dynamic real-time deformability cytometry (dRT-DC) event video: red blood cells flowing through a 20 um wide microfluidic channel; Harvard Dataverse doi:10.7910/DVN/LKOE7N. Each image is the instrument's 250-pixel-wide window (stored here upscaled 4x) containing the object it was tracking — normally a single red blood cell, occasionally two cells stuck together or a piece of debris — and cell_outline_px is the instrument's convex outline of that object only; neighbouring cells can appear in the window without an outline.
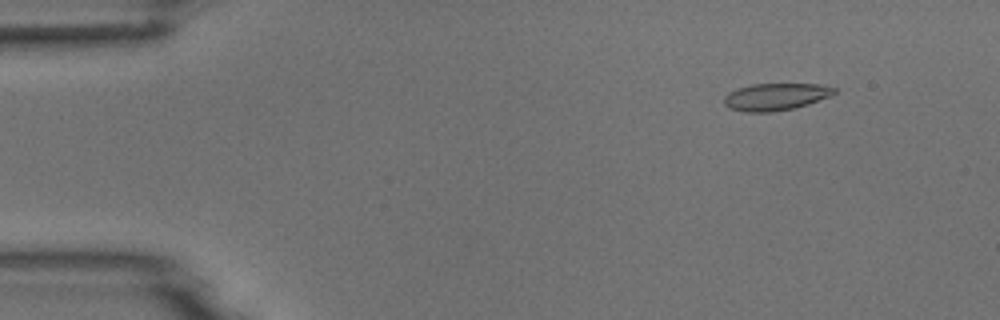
{"species": "common noctule bat (a hibernating species)", "species_latin": "Nyctalus noctula", "temperature_condition": "room temperature", "stored_images_in_passage": 4, "camera_frame_rate_fps": 3000, "um_per_image_px": 0.085, "animal": {"sex": "male", "body_mass_g": 18.8}, "frame": {"image": 1, "passage_image": 2, "time_ms": 1.0, "image_size_px": [1000, 320], "cell_outline_px": [[836, 92], [828, 96], [808, 104], [792, 108], [772, 112], [744, 112], [728, 108], [724, 104], [724, 96], [728, 92], [736, 88], [752, 84], [820, 84], [836, 88]], "centroid_in_image_um": [65.87, 8.22], "position_along_channel_um": 19.1, "area_um2": 17.4}}